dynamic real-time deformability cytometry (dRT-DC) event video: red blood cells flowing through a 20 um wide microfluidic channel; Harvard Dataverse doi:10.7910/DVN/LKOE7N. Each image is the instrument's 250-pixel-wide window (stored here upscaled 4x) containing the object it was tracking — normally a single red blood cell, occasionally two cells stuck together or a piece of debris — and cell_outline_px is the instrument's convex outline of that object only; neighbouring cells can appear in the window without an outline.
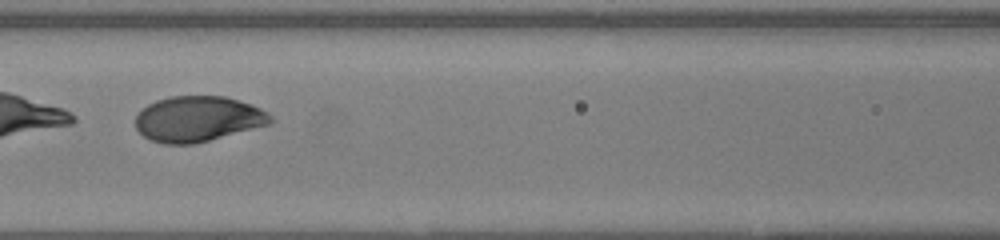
{"species": "human", "species_latin": "Homo sapiens", "temperature_condition": "warm", "stored_images_in_passage": 47, "segment_of_instrument_passage": [2, 2], "camera_frame_rate_fps": 3000, "um_per_image_px": 0.085, "donor": {"sex": "female"}, "frame": {"image": 1, "passage_image": 20, "time_ms": 6.333, "image_size_px": [1000, 240], "cell_outline_px": [[272, 120], [268, 124], [208, 140], [192, 144], [164, 144], [152, 140], [144, 136], [136, 128], [136, 116], [148, 104], [156, 100], [168, 96], [224, 96], [252, 104], [268, 112], [272, 116]], "centroid_in_image_um": [16.8, 10.09], "position_along_channel_um": 149.8, "area_um2": 35.43}}
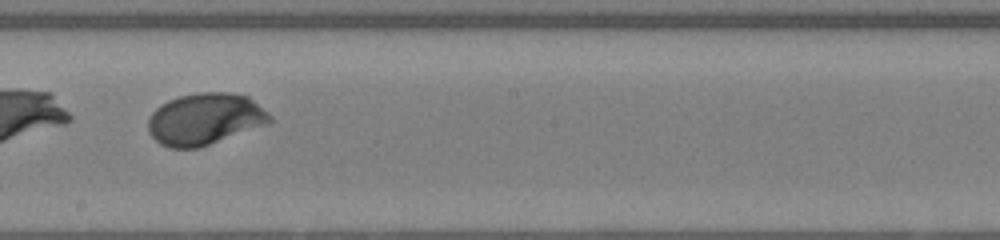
{"frame": {"image": 2, "passage_image": 26, "time_ms": 8.333, "image_size_px": [1000, 240], "cell_outline_px": [[272, 120], [268, 124], [200, 148], [168, 148], [160, 144], [148, 132], [148, 116], [160, 104], [168, 100], [180, 96], [196, 92], [232, 92], [248, 96], [268, 112], [272, 116]], "centroid_in_image_um": [17.41, 10.12], "position_along_channel_um": 230.8, "area_um2": 37.05}}
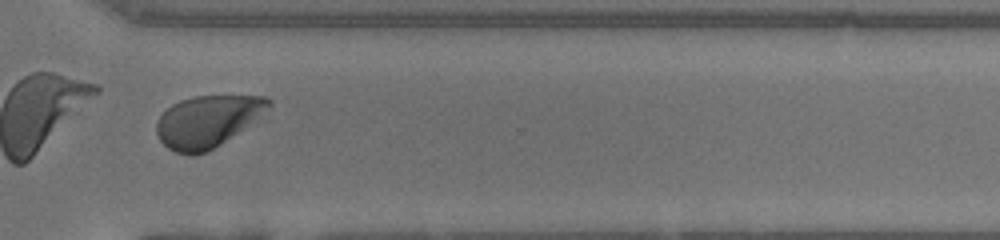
{"frame": {"image": 3, "passage_image": 35, "time_ms": 11.333, "image_size_px": [1000, 240], "cell_outline_px": [[272, 104], [236, 132], [220, 144], [204, 152], [192, 156], [188, 156], [176, 152], [168, 148], [160, 140], [156, 132], [156, 124], [160, 116], [172, 104], [180, 100], [196, 96], [268, 96], [272, 100]], "centroid_in_image_um": [17.56, 10.3], "position_along_channel_um": 353.0, "area_um2": 32.89}}